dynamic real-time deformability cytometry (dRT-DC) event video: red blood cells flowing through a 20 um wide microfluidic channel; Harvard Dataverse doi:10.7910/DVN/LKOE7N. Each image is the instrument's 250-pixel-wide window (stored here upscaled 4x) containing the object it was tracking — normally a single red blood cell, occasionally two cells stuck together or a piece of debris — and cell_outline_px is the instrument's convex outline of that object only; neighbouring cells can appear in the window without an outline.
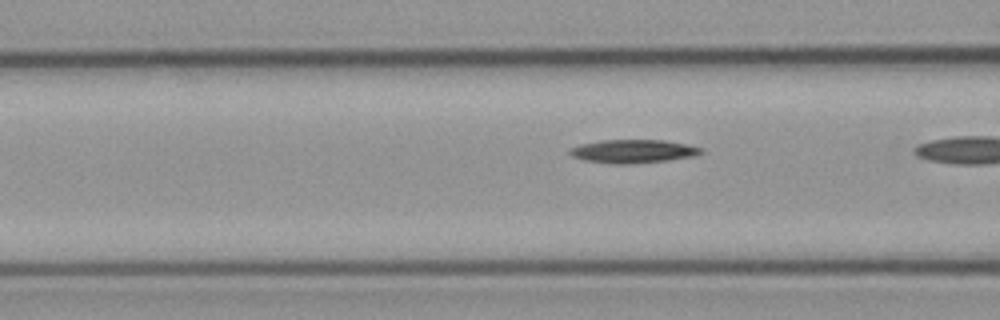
{"species": "common noctule bat (a hibernating species)", "species_latin": "Nyctalus noctula", "temperature_condition": "cold", "stored_images_in_passage": 8, "camera_frame_rate_fps": 3000, "um_per_image_px": 0.085, "animal": {"sex": "male", "body_mass_g": 23.1, "forearm_length_mm": 52.7}, "frame": {"image": 1, "passage_image": 8, "time_ms": 9.0, "image_size_px": [1000, 320], "cell_outline_px": [[704, 152], [692, 156], [668, 160], [628, 164], [612, 164], [584, 160], [572, 156], [568, 152], [568, 148], [580, 144], [604, 140], [664, 140], [684, 144], [700, 148]], "centroid_in_image_um": [53.74, 12.86], "position_along_channel_um": 112.9, "area_um2": 17.74}}